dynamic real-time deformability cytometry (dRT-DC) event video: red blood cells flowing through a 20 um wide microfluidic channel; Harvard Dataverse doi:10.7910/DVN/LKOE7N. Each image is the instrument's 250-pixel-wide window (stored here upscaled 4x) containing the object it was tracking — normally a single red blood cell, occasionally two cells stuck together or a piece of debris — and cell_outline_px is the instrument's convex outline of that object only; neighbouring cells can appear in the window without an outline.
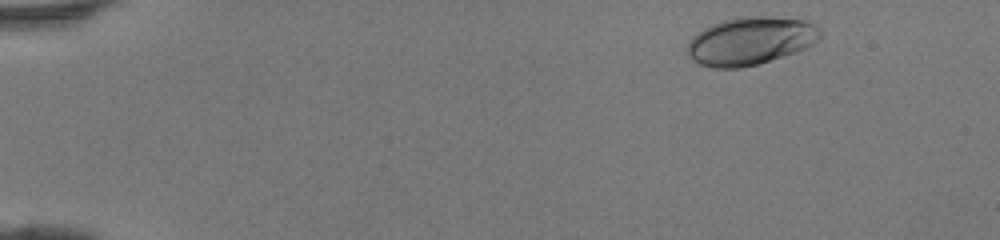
{"species": "human", "species_latin": "Homo sapiens", "temperature_condition": "room temperature", "stored_images_in_passage": 42, "camera_frame_rate_fps": 3000, "um_per_image_px": 0.085, "donor": {"sex": "female"}, "frame": {"image": 1, "passage_image": 2, "time_ms": 0.333, "image_size_px": [1000, 240], "cell_outline_px": [[824, 32], [820, 40], [804, 48], [760, 64], [740, 68], [712, 68], [700, 64], [692, 60], [688, 56], [688, 44], [692, 36], [696, 32], [712, 24], [724, 20], [744, 16], [760, 16], [808, 20], [816, 24]], "centroid_in_image_um": [63.81, 3.47], "position_along_channel_um": 21.2, "area_um2": 37.34}}
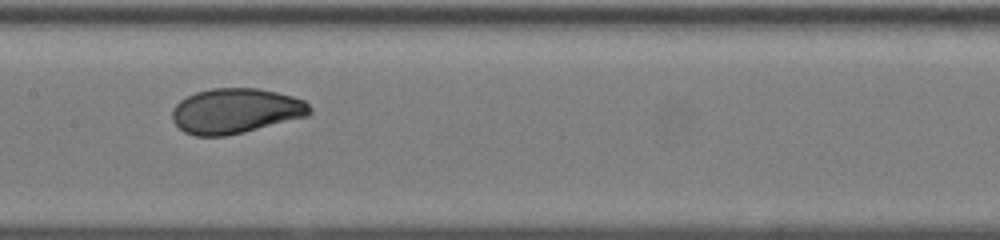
{"frame": {"image": 2, "passage_image": 21, "time_ms": 6.667, "image_size_px": [1000, 240], "cell_outline_px": [[312, 112], [308, 116], [244, 132], [224, 136], [196, 136], [184, 132], [172, 120], [172, 108], [180, 100], [196, 92], [212, 88], [256, 88], [276, 92], [292, 96], [304, 100], [312, 108]], "centroid_in_image_um": [20.03, 9.43], "position_along_channel_um": 187.4, "area_um2": 36.18}}
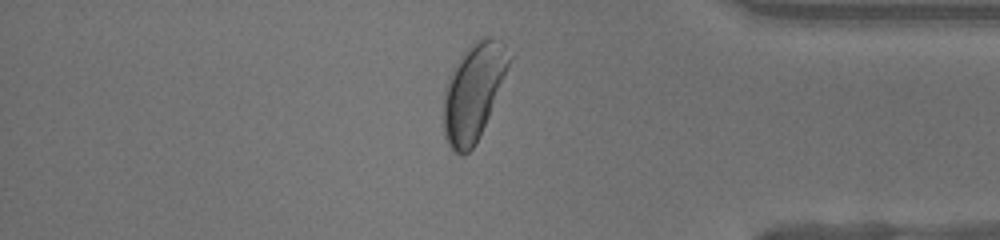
{"frame": {"image": 3, "passage_image": 36, "time_ms": 11.667, "image_size_px": [1000, 240], "cell_outline_px": [[512, 56], [488, 116], [472, 148], [464, 156], [456, 152], [448, 144], [444, 136], [444, 88], [448, 76], [452, 68], [460, 56], [472, 44], [484, 36], [492, 36], [500, 40], [504, 44]], "centroid_in_image_um": [40.22, 7.76], "position_along_channel_um": 395.0, "area_um2": 36.24}}